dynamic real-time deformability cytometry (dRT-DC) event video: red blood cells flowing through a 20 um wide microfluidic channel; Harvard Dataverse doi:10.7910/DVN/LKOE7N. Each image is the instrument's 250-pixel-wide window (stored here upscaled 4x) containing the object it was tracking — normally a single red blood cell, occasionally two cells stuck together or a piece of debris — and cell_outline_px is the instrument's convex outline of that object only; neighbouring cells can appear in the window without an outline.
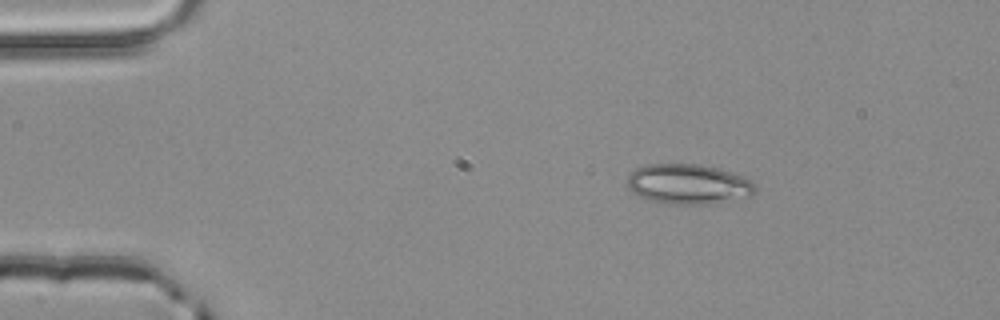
{"species": "common noctule bat (a hibernating species)", "species_latin": "Nyctalus noctula", "temperature_condition": "room temperature", "stored_images_in_passage": 2, "camera_frame_rate_fps": 3000, "um_per_image_px": 0.085, "animal": {"sex": "male", "body_mass_g": 20.4}, "frame": {"image": 1, "passage_image": 1, "time_ms": 0.0, "image_size_px": [1000, 320], "cell_outline_px": [[756, 192], [752, 196], [708, 204], [672, 204], [648, 200], [632, 192], [628, 188], [628, 172], [636, 168], [648, 164], [700, 164], [716, 168], [744, 176], [752, 180], [756, 184]], "centroid_in_image_um": [58.52, 15.65], "position_along_channel_um": 26.5, "area_um2": 30.06}}